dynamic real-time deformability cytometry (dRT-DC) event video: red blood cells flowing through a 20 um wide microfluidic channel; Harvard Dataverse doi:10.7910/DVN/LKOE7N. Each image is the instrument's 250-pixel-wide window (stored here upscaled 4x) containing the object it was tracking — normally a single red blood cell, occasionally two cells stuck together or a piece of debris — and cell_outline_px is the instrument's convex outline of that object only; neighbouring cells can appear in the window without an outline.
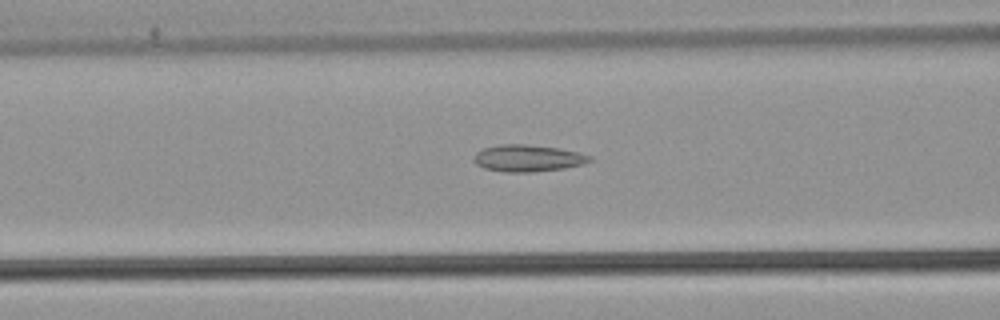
{"species": "common noctule bat (a hibernating species)", "species_latin": "Nyctalus noctula", "temperature_condition": "warm", "stored_images_in_passage": 36, "camera_frame_rate_fps": 3000, "um_per_image_px": 0.085, "animal": {"sex": "male", "body_mass_g": 21.5, "forearm_length_mm": 52.0}, "frame": {"image": 1, "passage_image": 9, "time_ms": 2.667, "image_size_px": [1000, 320], "cell_outline_px": [[592, 160], [584, 164], [564, 168], [532, 172], [504, 172], [484, 168], [476, 164], [472, 160], [476, 152], [484, 148], [500, 144], [524, 144], [560, 148], [592, 156]], "centroid_in_image_um": [44.85, 13.45], "position_along_channel_um": 121.8, "area_um2": 18.15}}
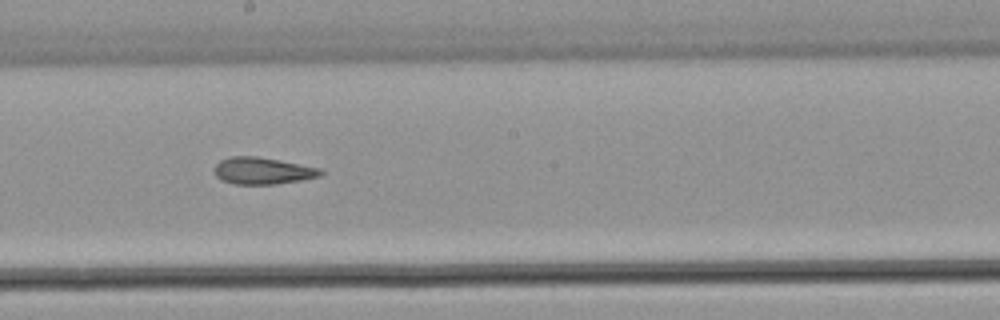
{"frame": {"image": 2, "passage_image": 17, "time_ms": 5.333, "image_size_px": [1000, 320], "cell_outline_px": [[324, 172], [320, 176], [300, 180], [276, 184], [236, 184], [220, 180], [216, 176], [216, 164], [220, 160], [232, 156], [256, 156], [280, 160], [320, 168]], "centroid_in_image_um": [22.33, 14.51], "position_along_channel_um": 225.9, "area_um2": 16.53}}
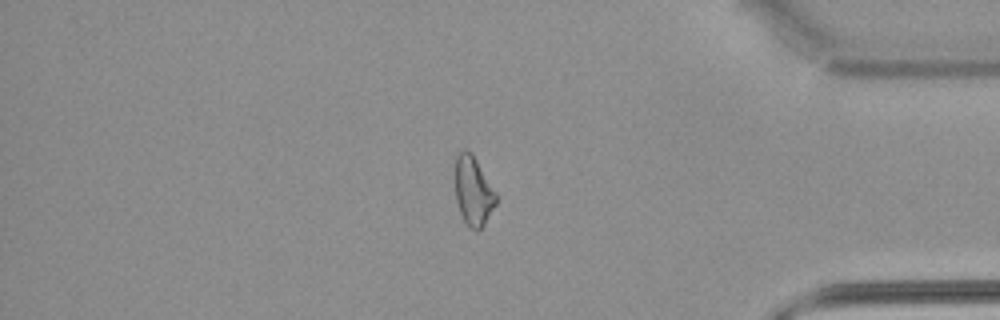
{"frame": {"image": 3, "passage_image": 32, "time_ms": 10.333, "image_size_px": [1000, 320], "cell_outline_px": [[496, 204], [484, 224], [476, 232], [468, 228], [460, 212], [456, 200], [456, 156], [464, 148], [472, 152], [496, 192]], "centroid_in_image_um": [40.23, 16.24], "position_along_channel_um": 395.0, "area_um2": 16.42}}